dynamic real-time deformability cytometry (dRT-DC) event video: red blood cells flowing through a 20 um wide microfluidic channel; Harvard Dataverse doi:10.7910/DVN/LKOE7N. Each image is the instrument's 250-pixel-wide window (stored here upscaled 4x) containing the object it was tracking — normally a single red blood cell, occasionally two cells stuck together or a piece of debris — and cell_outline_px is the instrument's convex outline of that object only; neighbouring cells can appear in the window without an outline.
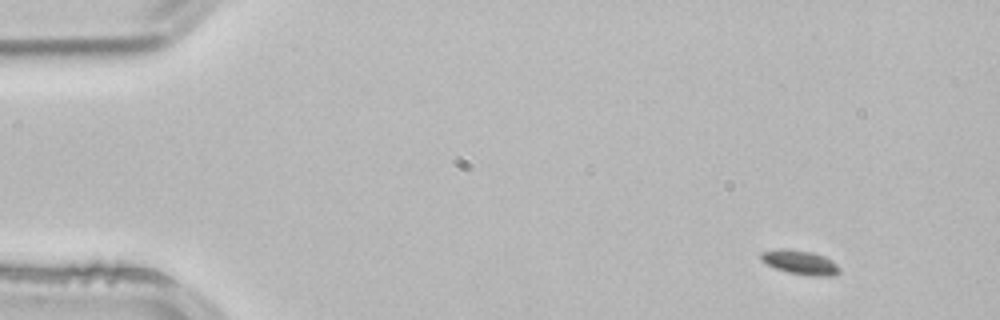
{"species": "common noctule bat (a hibernating species)", "species_latin": "Nyctalus noctula", "temperature_condition": "room temperature", "stored_images_in_passage": 2, "camera_frame_rate_fps": 3000, "um_per_image_px": 0.085, "animal": {"sex": "male", "body_mass_g": 21.5, "forearm_length_mm": 52.0}, "frame": {"image": 1, "passage_image": 1, "time_ms": 0.0, "image_size_px": [1000, 320], "cell_outline_px": [[840, 272], [836, 276], [812, 276], [788, 272], [776, 268], [760, 260], [760, 252], [780, 248], [788, 248], [812, 252], [824, 256], [832, 260], [840, 268]], "centroid_in_image_um": [68.02, 22.29], "position_along_channel_um": 17.0, "area_um2": 11.21}}